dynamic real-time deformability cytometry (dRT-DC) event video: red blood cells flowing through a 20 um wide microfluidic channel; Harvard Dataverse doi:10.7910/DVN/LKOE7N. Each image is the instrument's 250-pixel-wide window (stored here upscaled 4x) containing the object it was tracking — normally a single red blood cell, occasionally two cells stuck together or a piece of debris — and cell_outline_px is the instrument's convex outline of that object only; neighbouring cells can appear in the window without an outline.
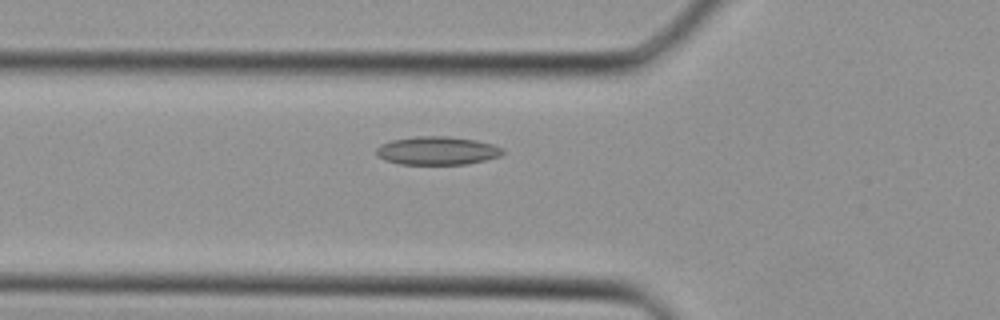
{"species": "Egyptian fruit bat (a non-hibernating species)", "species_latin": "Rousettus aegyptiacus", "temperature_condition": "cold", "stored_images_in_passage": 38, "camera_frame_rate_fps": 3000, "um_per_image_px": 0.085, "animal": {"sex": "female"}, "frame": {"image": 1, "passage_image": 15, "time_ms": 4.667, "image_size_px": [1000, 320], "cell_outline_px": [[504, 152], [500, 156], [468, 164], [400, 164], [384, 160], [376, 156], [376, 148], [380, 144], [392, 140], [416, 136], [448, 136], [476, 140], [492, 144], [504, 148]], "centroid_in_image_um": [37.14, 12.8], "position_along_channel_um": 88.7, "area_um2": 20.98}}
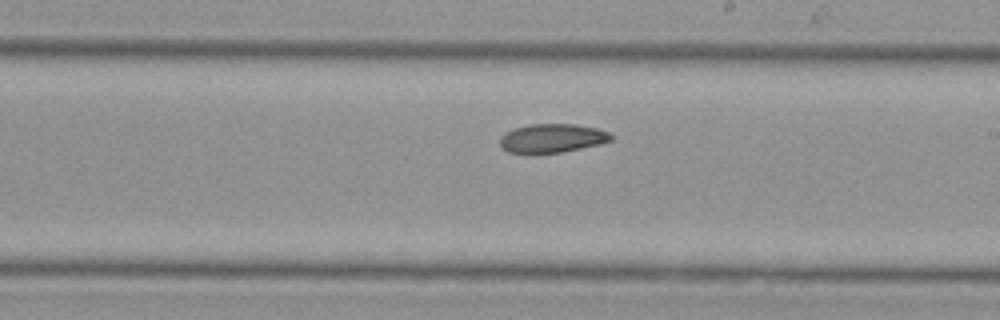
{"frame": {"image": 2, "passage_image": 24, "time_ms": 7.667, "image_size_px": [1000, 320], "cell_outline_px": [[612, 140], [600, 144], [560, 152], [532, 156], [508, 152], [500, 144], [500, 136], [504, 132], [516, 128], [532, 124], [576, 124], [596, 128], [608, 132], [612, 136]], "centroid_in_image_um": [46.88, 11.78], "position_along_channel_um": 242.1, "area_um2": 19.02}}
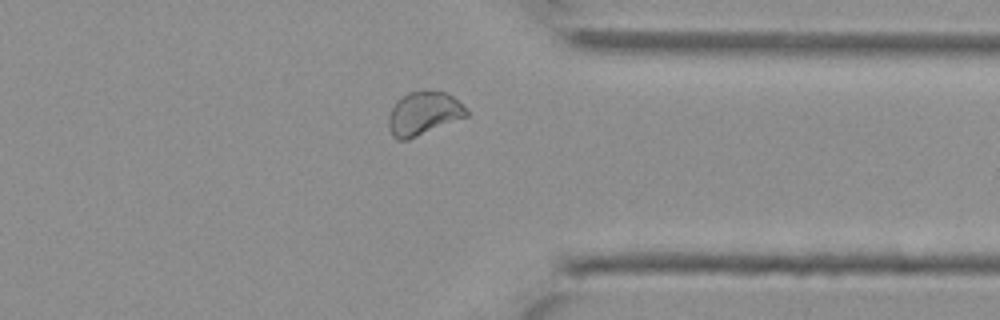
{"frame": {"image": 3, "passage_image": 32, "time_ms": 10.333, "image_size_px": [1000, 320], "cell_outline_px": [[468, 116], [408, 140], [400, 140], [392, 136], [388, 128], [388, 116], [396, 100], [408, 92], [444, 92], [452, 96], [468, 108]], "centroid_in_image_um": [35.99, 9.67], "position_along_channel_um": 375.4, "area_um2": 19.65}}